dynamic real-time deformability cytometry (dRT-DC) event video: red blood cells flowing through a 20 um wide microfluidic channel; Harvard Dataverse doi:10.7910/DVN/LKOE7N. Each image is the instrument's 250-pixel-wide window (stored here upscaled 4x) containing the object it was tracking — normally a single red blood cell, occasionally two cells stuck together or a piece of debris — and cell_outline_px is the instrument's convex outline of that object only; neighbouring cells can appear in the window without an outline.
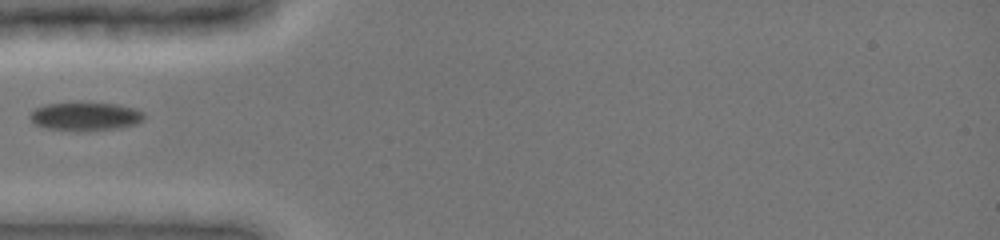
{"species": "common noctule bat (a hibernating species)", "species_latin": "Nyctalus noctula", "temperature_condition": "cold", "stored_images_in_passage": 6, "camera_frame_rate_fps": 3000, "um_per_image_px": 0.085, "animal": {"sex": "female", "body_mass_g": 19.0, "forearm_length_mm": 51.5}, "frame": {"image": 1, "passage_image": 1, "time_ms": 0.0, "image_size_px": [1000, 240], "cell_outline_px": [[144, 120], [136, 124], [120, 128], [48, 128], [36, 124], [28, 116], [36, 108], [44, 104], [116, 104], [132, 108], [144, 112]], "centroid_in_image_um": [7.3, 9.86], "position_along_channel_um": 77.7, "area_um2": 17.57}}
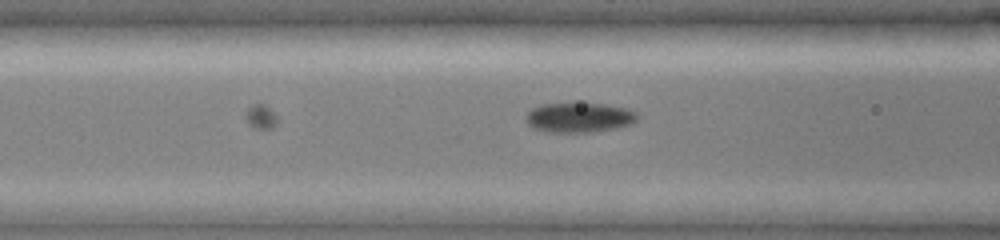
{"frame": {"image": 2, "passage_image": 4, "time_ms": 1.0, "image_size_px": [1000, 240], "cell_outline_px": [[636, 120], [632, 124], [616, 128], [592, 132], [548, 132], [532, 128], [524, 120], [528, 112], [532, 108], [544, 104], [604, 104], [628, 108], [636, 112]], "centroid_in_image_um": [49.22, 10.0], "position_along_channel_um": 117.4, "area_um2": 19.25}}